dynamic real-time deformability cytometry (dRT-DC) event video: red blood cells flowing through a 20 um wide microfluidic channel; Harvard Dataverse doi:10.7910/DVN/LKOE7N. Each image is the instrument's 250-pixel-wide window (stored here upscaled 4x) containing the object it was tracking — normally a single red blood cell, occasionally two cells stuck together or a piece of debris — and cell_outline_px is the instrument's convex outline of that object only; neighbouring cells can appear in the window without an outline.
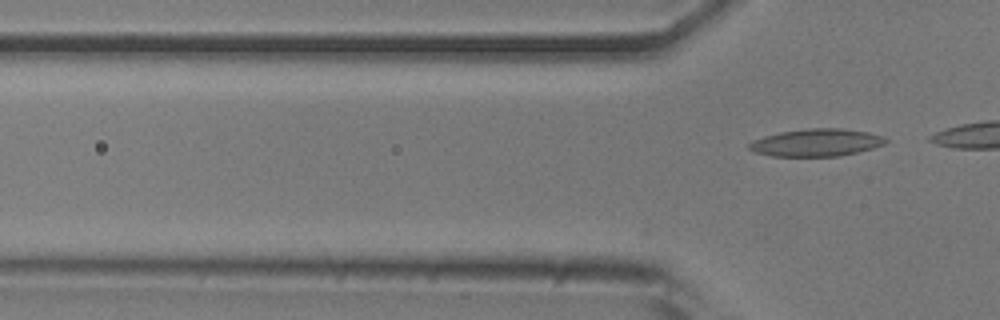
{"species": "common noctule bat (a hibernating species)", "species_latin": "Nyctalus noctula", "temperature_condition": "room temperature", "stored_images_in_passage": 2, "camera_frame_rate_fps": 3000, "um_per_image_px": 0.085, "animal": {"sex": "male", "body_mass_g": 20.5, "forearm_length_mm": 52.5}, "frame": {"image": 1, "passage_image": 2, "time_ms": 0.333, "image_size_px": [1000, 320], "cell_outline_px": [[888, 140], [884, 144], [872, 148], [840, 156], [772, 156], [756, 152], [748, 148], [748, 144], [752, 140], [764, 136], [780, 132], [808, 128], [840, 128], [868, 132], [884, 136]], "centroid_in_image_um": [69.39, 12.11], "position_along_channel_um": 56.4, "area_um2": 21.79}}